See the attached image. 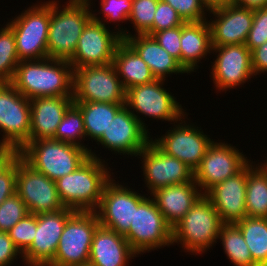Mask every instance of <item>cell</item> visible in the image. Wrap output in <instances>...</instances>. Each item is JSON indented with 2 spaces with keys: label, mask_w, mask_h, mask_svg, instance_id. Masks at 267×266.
<instances>
[{
  "label": "cell",
  "mask_w": 267,
  "mask_h": 266,
  "mask_svg": "<svg viewBox=\"0 0 267 266\" xmlns=\"http://www.w3.org/2000/svg\"><path fill=\"white\" fill-rule=\"evenodd\" d=\"M74 70L69 61L44 58L20 61L10 84L28 99L73 97Z\"/></svg>",
  "instance_id": "6da1fadb"
},
{
  "label": "cell",
  "mask_w": 267,
  "mask_h": 266,
  "mask_svg": "<svg viewBox=\"0 0 267 266\" xmlns=\"http://www.w3.org/2000/svg\"><path fill=\"white\" fill-rule=\"evenodd\" d=\"M90 158L77 170L55 181L63 205L74 211H96L102 192L111 179L106 161L90 149ZM110 173V174H109Z\"/></svg>",
  "instance_id": "7a4b0ae2"
},
{
  "label": "cell",
  "mask_w": 267,
  "mask_h": 266,
  "mask_svg": "<svg viewBox=\"0 0 267 266\" xmlns=\"http://www.w3.org/2000/svg\"><path fill=\"white\" fill-rule=\"evenodd\" d=\"M90 4L91 0H68L62 8L59 1H50L49 58L65 61L73 58L82 31L92 19Z\"/></svg>",
  "instance_id": "3957f363"
},
{
  "label": "cell",
  "mask_w": 267,
  "mask_h": 266,
  "mask_svg": "<svg viewBox=\"0 0 267 266\" xmlns=\"http://www.w3.org/2000/svg\"><path fill=\"white\" fill-rule=\"evenodd\" d=\"M19 156L32 168L56 181L77 170L90 158V153L72 143L42 139L27 143L19 151Z\"/></svg>",
  "instance_id": "277c9868"
},
{
  "label": "cell",
  "mask_w": 267,
  "mask_h": 266,
  "mask_svg": "<svg viewBox=\"0 0 267 266\" xmlns=\"http://www.w3.org/2000/svg\"><path fill=\"white\" fill-rule=\"evenodd\" d=\"M222 225L218 212L203 194L172 229V245L178 243L185 252L202 254L218 242Z\"/></svg>",
  "instance_id": "5b68a950"
},
{
  "label": "cell",
  "mask_w": 267,
  "mask_h": 266,
  "mask_svg": "<svg viewBox=\"0 0 267 266\" xmlns=\"http://www.w3.org/2000/svg\"><path fill=\"white\" fill-rule=\"evenodd\" d=\"M14 18L7 24L15 36L19 62L47 58L50 0L34 4Z\"/></svg>",
  "instance_id": "8992f818"
},
{
  "label": "cell",
  "mask_w": 267,
  "mask_h": 266,
  "mask_svg": "<svg viewBox=\"0 0 267 266\" xmlns=\"http://www.w3.org/2000/svg\"><path fill=\"white\" fill-rule=\"evenodd\" d=\"M99 226L96 212L75 211L64 226L54 259L47 266H87Z\"/></svg>",
  "instance_id": "52a82bcc"
},
{
  "label": "cell",
  "mask_w": 267,
  "mask_h": 266,
  "mask_svg": "<svg viewBox=\"0 0 267 266\" xmlns=\"http://www.w3.org/2000/svg\"><path fill=\"white\" fill-rule=\"evenodd\" d=\"M164 81L162 79H156L152 82L133 86L126 90L125 105L148 133L149 130L144 123L145 121L137 115L138 113L154 120L173 121V123L186 114L184 112L186 110L182 108V105L179 104L180 102L176 101V97L173 96L174 94L169 93V91L167 92L166 88L163 87Z\"/></svg>",
  "instance_id": "ba28073f"
},
{
  "label": "cell",
  "mask_w": 267,
  "mask_h": 266,
  "mask_svg": "<svg viewBox=\"0 0 267 266\" xmlns=\"http://www.w3.org/2000/svg\"><path fill=\"white\" fill-rule=\"evenodd\" d=\"M125 94L126 90L112 63L74 70V102L125 104Z\"/></svg>",
  "instance_id": "9c48e42d"
},
{
  "label": "cell",
  "mask_w": 267,
  "mask_h": 266,
  "mask_svg": "<svg viewBox=\"0 0 267 266\" xmlns=\"http://www.w3.org/2000/svg\"><path fill=\"white\" fill-rule=\"evenodd\" d=\"M125 238L137 255L172 245V228L150 196L134 208L133 224Z\"/></svg>",
  "instance_id": "30bf717a"
},
{
  "label": "cell",
  "mask_w": 267,
  "mask_h": 266,
  "mask_svg": "<svg viewBox=\"0 0 267 266\" xmlns=\"http://www.w3.org/2000/svg\"><path fill=\"white\" fill-rule=\"evenodd\" d=\"M16 194L25 203L29 213L36 215L64 209L55 181L16 158Z\"/></svg>",
  "instance_id": "8fae6325"
},
{
  "label": "cell",
  "mask_w": 267,
  "mask_h": 266,
  "mask_svg": "<svg viewBox=\"0 0 267 266\" xmlns=\"http://www.w3.org/2000/svg\"><path fill=\"white\" fill-rule=\"evenodd\" d=\"M110 179L104 186L97 213L99 224L126 236L133 224L134 208L147 197Z\"/></svg>",
  "instance_id": "7c38bea8"
},
{
  "label": "cell",
  "mask_w": 267,
  "mask_h": 266,
  "mask_svg": "<svg viewBox=\"0 0 267 266\" xmlns=\"http://www.w3.org/2000/svg\"><path fill=\"white\" fill-rule=\"evenodd\" d=\"M185 115L187 113L174 122V128L170 127L171 129L164 135L160 138L152 139V141L163 152L179 159L195 171L214 140H211L209 135L203 133L200 127H196L194 124H187L185 119L188 115L186 117Z\"/></svg>",
  "instance_id": "4fadbf2b"
},
{
  "label": "cell",
  "mask_w": 267,
  "mask_h": 266,
  "mask_svg": "<svg viewBox=\"0 0 267 266\" xmlns=\"http://www.w3.org/2000/svg\"><path fill=\"white\" fill-rule=\"evenodd\" d=\"M30 99L23 96L10 83H0L1 143L20 151L30 135Z\"/></svg>",
  "instance_id": "5bb4252c"
},
{
  "label": "cell",
  "mask_w": 267,
  "mask_h": 266,
  "mask_svg": "<svg viewBox=\"0 0 267 266\" xmlns=\"http://www.w3.org/2000/svg\"><path fill=\"white\" fill-rule=\"evenodd\" d=\"M250 161L235 146L213 141L194 171V181L205 194L217 183L239 173Z\"/></svg>",
  "instance_id": "9a60e30c"
},
{
  "label": "cell",
  "mask_w": 267,
  "mask_h": 266,
  "mask_svg": "<svg viewBox=\"0 0 267 266\" xmlns=\"http://www.w3.org/2000/svg\"><path fill=\"white\" fill-rule=\"evenodd\" d=\"M137 158H142L144 183L150 195L166 186L194 181V171L184 162L163 152L152 139Z\"/></svg>",
  "instance_id": "2e32d148"
},
{
  "label": "cell",
  "mask_w": 267,
  "mask_h": 266,
  "mask_svg": "<svg viewBox=\"0 0 267 266\" xmlns=\"http://www.w3.org/2000/svg\"><path fill=\"white\" fill-rule=\"evenodd\" d=\"M122 41L118 31L112 32L105 23L91 19L82 31L73 58L69 63L73 70L85 66L110 64L117 46Z\"/></svg>",
  "instance_id": "e0dca14e"
},
{
  "label": "cell",
  "mask_w": 267,
  "mask_h": 266,
  "mask_svg": "<svg viewBox=\"0 0 267 266\" xmlns=\"http://www.w3.org/2000/svg\"><path fill=\"white\" fill-rule=\"evenodd\" d=\"M212 52V54L216 53V59L211 62L212 72L210 73L214 88L216 87L218 91L239 87L250 81L252 76L254 78L251 51L245 44L213 46Z\"/></svg>",
  "instance_id": "ac0fdd59"
},
{
  "label": "cell",
  "mask_w": 267,
  "mask_h": 266,
  "mask_svg": "<svg viewBox=\"0 0 267 266\" xmlns=\"http://www.w3.org/2000/svg\"><path fill=\"white\" fill-rule=\"evenodd\" d=\"M139 120L124 105L112 119L111 124L96 141L118 155L137 156L152 139Z\"/></svg>",
  "instance_id": "d6986e66"
},
{
  "label": "cell",
  "mask_w": 267,
  "mask_h": 266,
  "mask_svg": "<svg viewBox=\"0 0 267 266\" xmlns=\"http://www.w3.org/2000/svg\"><path fill=\"white\" fill-rule=\"evenodd\" d=\"M75 211L65 207L56 212L37 215V229L31 246L22 254L27 266H47L59 245L64 226Z\"/></svg>",
  "instance_id": "ffe728a7"
},
{
  "label": "cell",
  "mask_w": 267,
  "mask_h": 266,
  "mask_svg": "<svg viewBox=\"0 0 267 266\" xmlns=\"http://www.w3.org/2000/svg\"><path fill=\"white\" fill-rule=\"evenodd\" d=\"M214 18L208 21L211 30L212 47L245 44L252 27L254 10L228 3L209 10Z\"/></svg>",
  "instance_id": "44dd1931"
},
{
  "label": "cell",
  "mask_w": 267,
  "mask_h": 266,
  "mask_svg": "<svg viewBox=\"0 0 267 266\" xmlns=\"http://www.w3.org/2000/svg\"><path fill=\"white\" fill-rule=\"evenodd\" d=\"M247 165L236 175L217 183L204 195L211 201L223 224H235L246 214Z\"/></svg>",
  "instance_id": "7402d4cb"
},
{
  "label": "cell",
  "mask_w": 267,
  "mask_h": 266,
  "mask_svg": "<svg viewBox=\"0 0 267 266\" xmlns=\"http://www.w3.org/2000/svg\"><path fill=\"white\" fill-rule=\"evenodd\" d=\"M118 27L122 39L144 60L156 79L174 74H189L179 61L161 47L155 38L148 34L132 35L128 30Z\"/></svg>",
  "instance_id": "603a6c76"
},
{
  "label": "cell",
  "mask_w": 267,
  "mask_h": 266,
  "mask_svg": "<svg viewBox=\"0 0 267 266\" xmlns=\"http://www.w3.org/2000/svg\"><path fill=\"white\" fill-rule=\"evenodd\" d=\"M74 103L73 97L47 96L30 99V135L35 140L54 139L65 112Z\"/></svg>",
  "instance_id": "cb8c5ba5"
},
{
  "label": "cell",
  "mask_w": 267,
  "mask_h": 266,
  "mask_svg": "<svg viewBox=\"0 0 267 266\" xmlns=\"http://www.w3.org/2000/svg\"><path fill=\"white\" fill-rule=\"evenodd\" d=\"M136 252L125 236L108 228L99 226L91 243L88 266H129Z\"/></svg>",
  "instance_id": "d4e9b609"
},
{
  "label": "cell",
  "mask_w": 267,
  "mask_h": 266,
  "mask_svg": "<svg viewBox=\"0 0 267 266\" xmlns=\"http://www.w3.org/2000/svg\"><path fill=\"white\" fill-rule=\"evenodd\" d=\"M202 195L195 181H190L158 189L150 197L173 229Z\"/></svg>",
  "instance_id": "484cf974"
},
{
  "label": "cell",
  "mask_w": 267,
  "mask_h": 266,
  "mask_svg": "<svg viewBox=\"0 0 267 266\" xmlns=\"http://www.w3.org/2000/svg\"><path fill=\"white\" fill-rule=\"evenodd\" d=\"M181 65L188 72L198 69L200 60L212 53L211 30L208 20L185 22L181 25Z\"/></svg>",
  "instance_id": "4316f807"
},
{
  "label": "cell",
  "mask_w": 267,
  "mask_h": 266,
  "mask_svg": "<svg viewBox=\"0 0 267 266\" xmlns=\"http://www.w3.org/2000/svg\"><path fill=\"white\" fill-rule=\"evenodd\" d=\"M112 64L125 90L156 80L147 63L124 40L117 46Z\"/></svg>",
  "instance_id": "83f0119b"
},
{
  "label": "cell",
  "mask_w": 267,
  "mask_h": 266,
  "mask_svg": "<svg viewBox=\"0 0 267 266\" xmlns=\"http://www.w3.org/2000/svg\"><path fill=\"white\" fill-rule=\"evenodd\" d=\"M252 163L247 164L246 214L267 218V170L261 164Z\"/></svg>",
  "instance_id": "f1b7e54d"
},
{
  "label": "cell",
  "mask_w": 267,
  "mask_h": 266,
  "mask_svg": "<svg viewBox=\"0 0 267 266\" xmlns=\"http://www.w3.org/2000/svg\"><path fill=\"white\" fill-rule=\"evenodd\" d=\"M83 117L86 138L97 141L125 104L74 102Z\"/></svg>",
  "instance_id": "f546056e"
},
{
  "label": "cell",
  "mask_w": 267,
  "mask_h": 266,
  "mask_svg": "<svg viewBox=\"0 0 267 266\" xmlns=\"http://www.w3.org/2000/svg\"><path fill=\"white\" fill-rule=\"evenodd\" d=\"M258 266H267V218L245 217L235 223Z\"/></svg>",
  "instance_id": "4dcf8cb0"
},
{
  "label": "cell",
  "mask_w": 267,
  "mask_h": 266,
  "mask_svg": "<svg viewBox=\"0 0 267 266\" xmlns=\"http://www.w3.org/2000/svg\"><path fill=\"white\" fill-rule=\"evenodd\" d=\"M218 239L222 241L224 253L234 266H258L253 261L244 237L235 224H223Z\"/></svg>",
  "instance_id": "1f68e13d"
},
{
  "label": "cell",
  "mask_w": 267,
  "mask_h": 266,
  "mask_svg": "<svg viewBox=\"0 0 267 266\" xmlns=\"http://www.w3.org/2000/svg\"><path fill=\"white\" fill-rule=\"evenodd\" d=\"M85 137L82 114L80 109L73 103L65 112L62 121L58 125L54 139L72 143L90 151L87 147L88 145L85 146L82 143L83 140H87Z\"/></svg>",
  "instance_id": "d6a6232c"
},
{
  "label": "cell",
  "mask_w": 267,
  "mask_h": 266,
  "mask_svg": "<svg viewBox=\"0 0 267 266\" xmlns=\"http://www.w3.org/2000/svg\"><path fill=\"white\" fill-rule=\"evenodd\" d=\"M19 63L15 36L6 24L0 28V83H10Z\"/></svg>",
  "instance_id": "836d02e7"
},
{
  "label": "cell",
  "mask_w": 267,
  "mask_h": 266,
  "mask_svg": "<svg viewBox=\"0 0 267 266\" xmlns=\"http://www.w3.org/2000/svg\"><path fill=\"white\" fill-rule=\"evenodd\" d=\"M159 0H133L132 11L128 18L136 34L153 35L154 14Z\"/></svg>",
  "instance_id": "e575fe53"
},
{
  "label": "cell",
  "mask_w": 267,
  "mask_h": 266,
  "mask_svg": "<svg viewBox=\"0 0 267 266\" xmlns=\"http://www.w3.org/2000/svg\"><path fill=\"white\" fill-rule=\"evenodd\" d=\"M37 229V215L28 213L7 233L14 245L23 254L32 244Z\"/></svg>",
  "instance_id": "d590c367"
},
{
  "label": "cell",
  "mask_w": 267,
  "mask_h": 266,
  "mask_svg": "<svg viewBox=\"0 0 267 266\" xmlns=\"http://www.w3.org/2000/svg\"><path fill=\"white\" fill-rule=\"evenodd\" d=\"M132 1L133 0H106L100 2V12L99 15L102 13L103 19L102 20L98 14L94 13L95 10H91L92 20L96 22L104 23L107 20L113 23H123L124 21H128L130 13L132 11Z\"/></svg>",
  "instance_id": "8d00e7d4"
},
{
  "label": "cell",
  "mask_w": 267,
  "mask_h": 266,
  "mask_svg": "<svg viewBox=\"0 0 267 266\" xmlns=\"http://www.w3.org/2000/svg\"><path fill=\"white\" fill-rule=\"evenodd\" d=\"M25 203L15 193L0 204V232H8L28 214Z\"/></svg>",
  "instance_id": "74e56055"
},
{
  "label": "cell",
  "mask_w": 267,
  "mask_h": 266,
  "mask_svg": "<svg viewBox=\"0 0 267 266\" xmlns=\"http://www.w3.org/2000/svg\"><path fill=\"white\" fill-rule=\"evenodd\" d=\"M170 4L184 22H201L207 19L209 10L201 0H161Z\"/></svg>",
  "instance_id": "f35d334b"
},
{
  "label": "cell",
  "mask_w": 267,
  "mask_h": 266,
  "mask_svg": "<svg viewBox=\"0 0 267 266\" xmlns=\"http://www.w3.org/2000/svg\"><path fill=\"white\" fill-rule=\"evenodd\" d=\"M267 41V7L254 9L252 27L245 45L251 51Z\"/></svg>",
  "instance_id": "ab89813d"
},
{
  "label": "cell",
  "mask_w": 267,
  "mask_h": 266,
  "mask_svg": "<svg viewBox=\"0 0 267 266\" xmlns=\"http://www.w3.org/2000/svg\"><path fill=\"white\" fill-rule=\"evenodd\" d=\"M184 23L177 11L170 4L161 0L158 1V6L154 14L153 34L161 30L179 27Z\"/></svg>",
  "instance_id": "60d3db41"
},
{
  "label": "cell",
  "mask_w": 267,
  "mask_h": 266,
  "mask_svg": "<svg viewBox=\"0 0 267 266\" xmlns=\"http://www.w3.org/2000/svg\"><path fill=\"white\" fill-rule=\"evenodd\" d=\"M152 36L161 47L181 64V26L155 32Z\"/></svg>",
  "instance_id": "b9f144b4"
},
{
  "label": "cell",
  "mask_w": 267,
  "mask_h": 266,
  "mask_svg": "<svg viewBox=\"0 0 267 266\" xmlns=\"http://www.w3.org/2000/svg\"><path fill=\"white\" fill-rule=\"evenodd\" d=\"M16 193V159L0 174V204Z\"/></svg>",
  "instance_id": "7bdbcfd3"
},
{
  "label": "cell",
  "mask_w": 267,
  "mask_h": 266,
  "mask_svg": "<svg viewBox=\"0 0 267 266\" xmlns=\"http://www.w3.org/2000/svg\"><path fill=\"white\" fill-rule=\"evenodd\" d=\"M22 254L14 245L7 232H0V266H11L14 260Z\"/></svg>",
  "instance_id": "ee69618b"
},
{
  "label": "cell",
  "mask_w": 267,
  "mask_h": 266,
  "mask_svg": "<svg viewBox=\"0 0 267 266\" xmlns=\"http://www.w3.org/2000/svg\"><path fill=\"white\" fill-rule=\"evenodd\" d=\"M251 64L255 77L267 72V41L251 50Z\"/></svg>",
  "instance_id": "f6af8a7d"
},
{
  "label": "cell",
  "mask_w": 267,
  "mask_h": 266,
  "mask_svg": "<svg viewBox=\"0 0 267 266\" xmlns=\"http://www.w3.org/2000/svg\"><path fill=\"white\" fill-rule=\"evenodd\" d=\"M19 156V151L13 146L0 142V174L4 172Z\"/></svg>",
  "instance_id": "bcb514c9"
},
{
  "label": "cell",
  "mask_w": 267,
  "mask_h": 266,
  "mask_svg": "<svg viewBox=\"0 0 267 266\" xmlns=\"http://www.w3.org/2000/svg\"><path fill=\"white\" fill-rule=\"evenodd\" d=\"M231 3L253 10L267 7V0H231Z\"/></svg>",
  "instance_id": "7dc6e473"
},
{
  "label": "cell",
  "mask_w": 267,
  "mask_h": 266,
  "mask_svg": "<svg viewBox=\"0 0 267 266\" xmlns=\"http://www.w3.org/2000/svg\"><path fill=\"white\" fill-rule=\"evenodd\" d=\"M208 10H212L218 7H223L224 5L231 3V0H201Z\"/></svg>",
  "instance_id": "c3c4849f"
},
{
  "label": "cell",
  "mask_w": 267,
  "mask_h": 266,
  "mask_svg": "<svg viewBox=\"0 0 267 266\" xmlns=\"http://www.w3.org/2000/svg\"><path fill=\"white\" fill-rule=\"evenodd\" d=\"M261 165L267 170V159L265 163H261Z\"/></svg>",
  "instance_id": "681fc988"
}]
</instances>
